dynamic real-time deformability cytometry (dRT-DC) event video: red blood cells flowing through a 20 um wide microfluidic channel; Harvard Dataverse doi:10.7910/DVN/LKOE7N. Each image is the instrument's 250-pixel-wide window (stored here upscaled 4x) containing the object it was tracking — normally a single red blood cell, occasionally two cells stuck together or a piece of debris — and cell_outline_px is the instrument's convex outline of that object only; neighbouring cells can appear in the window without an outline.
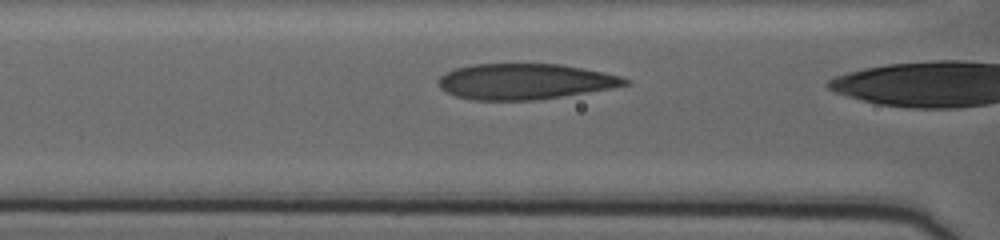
{"species": "human", "species_latin": "Homo sapiens", "temperature_condition": "warm", "stored_images_in_passage": 19, "camera_frame_rate_fps": 3000, "um_per_image_px": 0.085, "donor": {"sex": "female"}, "frame": {"image": 1, "passage_image": 18, "time_ms": 5.667, "image_size_px": [1000, 240], "cell_outline_px": [[632, 84], [612, 88], [560, 96], [532, 100], [472, 100], [456, 96], [440, 88], [440, 76], [456, 68], [472, 64], [560, 64], [604, 72], [620, 76], [628, 80]], "centroid_in_image_um": [44.63, 6.92], "position_along_channel_um": 122.0, "area_um2": 38.44}}